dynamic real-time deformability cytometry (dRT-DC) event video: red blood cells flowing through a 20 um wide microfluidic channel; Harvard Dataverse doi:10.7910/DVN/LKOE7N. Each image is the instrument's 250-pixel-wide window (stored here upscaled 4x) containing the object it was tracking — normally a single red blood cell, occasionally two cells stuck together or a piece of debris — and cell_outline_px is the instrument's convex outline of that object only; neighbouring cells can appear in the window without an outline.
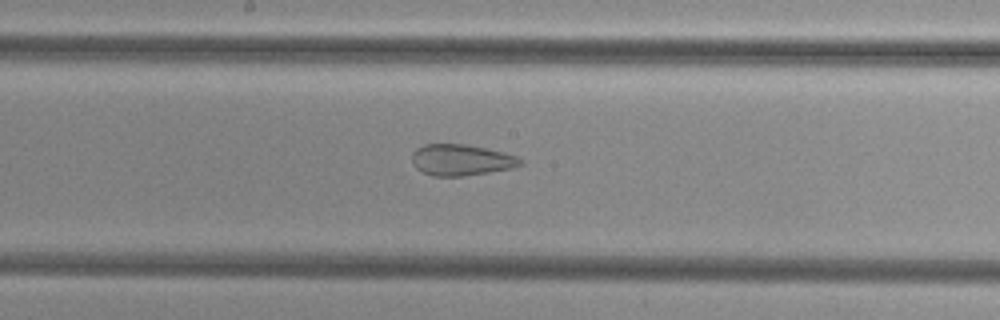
{"species": "common noctule bat (a hibernating species)", "species_latin": "Nyctalus noctula", "temperature_condition": "cold", "stored_images_in_passage": 41, "camera_frame_rate_fps": 3000, "um_per_image_px": 0.085, "animal": {"sex": "female", "body_mass_g": 29.2, "forearm_length_mm": 56.3}, "frame": {"image": 1, "passage_image": 17, "time_ms": 5.333, "image_size_px": [1000, 320], "cell_outline_px": [[524, 164], [512, 168], [464, 176], [432, 176], [416, 168], [412, 164], [412, 152], [416, 148], [424, 144], [464, 144], [484, 148], [516, 156], [524, 160]], "centroid_in_image_um": [39.18, 13.6], "position_along_channel_um": 209.0, "area_um2": 19.65}}
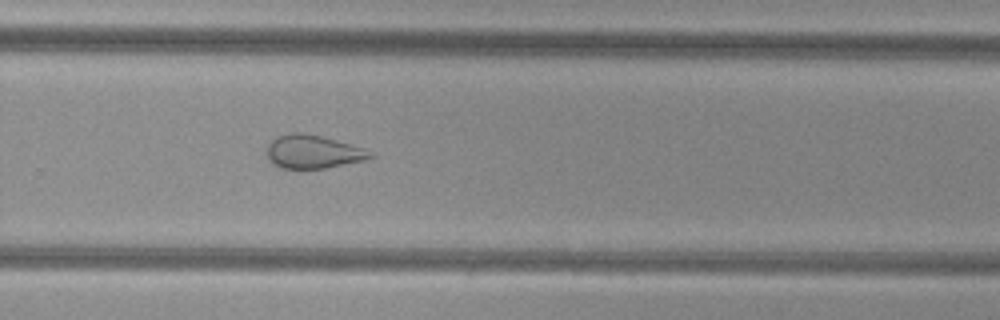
{"frame": {"image": 2, "passage_image": 24, "time_ms": 7.667, "image_size_px": [1000, 320], "cell_outline_px": [[376, 156], [368, 160], [324, 168], [280, 168], [268, 160], [268, 144], [276, 136], [292, 132], [304, 132], [336, 140], [364, 148]], "centroid_in_image_um": [26.62, 12.89], "position_along_channel_um": 303.2, "area_um2": 20.11}}
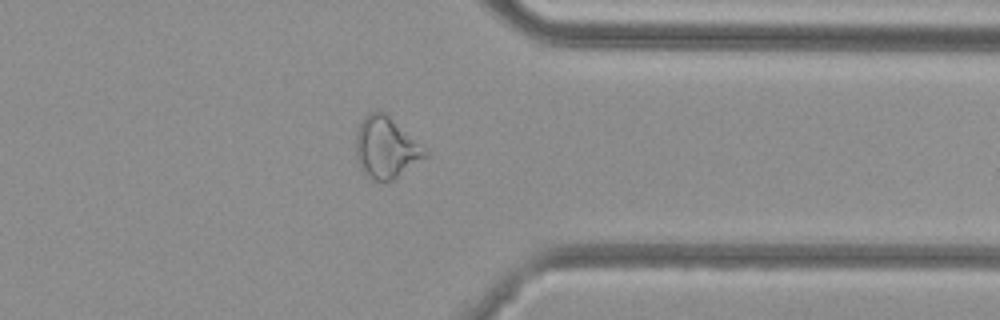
{"frame": {"image": 3, "passage_image": 30, "time_ms": 9.667, "image_size_px": [1000, 320], "cell_outline_px": [[428, 156], [392, 180], [384, 184], [368, 180], [360, 168], [356, 160], [356, 132], [364, 116], [372, 112], [384, 112], [428, 152]], "centroid_in_image_um": [32.76, 12.63], "position_along_channel_um": 378.6, "area_um2": 24.62}}